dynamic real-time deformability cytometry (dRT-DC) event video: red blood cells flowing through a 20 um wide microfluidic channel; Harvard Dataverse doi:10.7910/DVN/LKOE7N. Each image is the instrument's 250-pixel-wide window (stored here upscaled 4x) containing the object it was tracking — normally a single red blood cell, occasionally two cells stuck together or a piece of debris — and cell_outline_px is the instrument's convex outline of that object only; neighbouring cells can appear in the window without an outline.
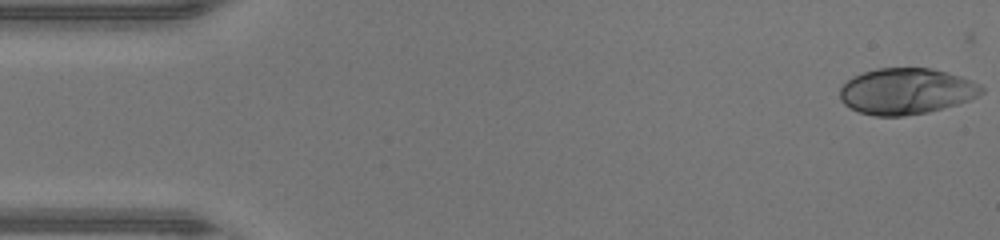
{"species": "human", "species_latin": "Homo sapiens", "temperature_condition": "warm", "stored_images_in_passage": 47, "camera_frame_rate_fps": 3000, "um_per_image_px": 0.085, "donor": {"sex": "male"}, "frame": {"image": 1, "passage_image": 1, "time_ms": 0.0, "image_size_px": [1000, 240], "cell_outline_px": [[984, 92], [968, 100], [956, 104], [928, 112], [904, 116], [876, 116], [860, 112], [844, 104], [840, 100], [840, 88], [848, 80], [864, 72], [876, 68], [932, 68], [948, 72], [972, 80], [980, 84], [984, 88]], "centroid_in_image_um": [77.05, 7.75], "position_along_channel_um": 8.0, "area_um2": 37.92}}
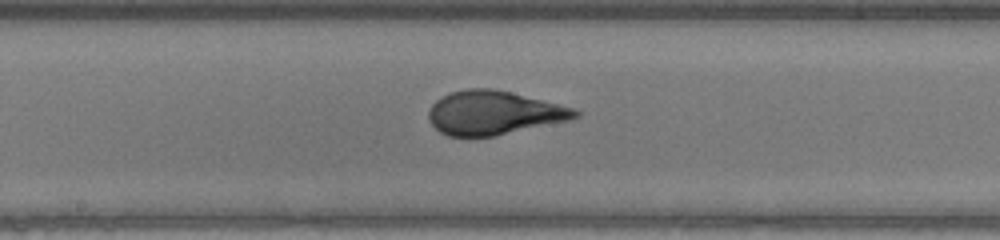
{"frame": {"image": 2, "passage_image": 24, "time_ms": 7.667, "image_size_px": [1000, 240], "cell_outline_px": [[580, 116], [568, 120], [496, 136], [448, 136], [440, 132], [428, 120], [428, 112], [432, 104], [440, 96], [448, 92], [468, 88], [492, 88], [572, 108], [580, 112]], "centroid_in_image_um": [41.89, 9.59], "position_along_channel_um": 206.3, "area_um2": 37.05}}
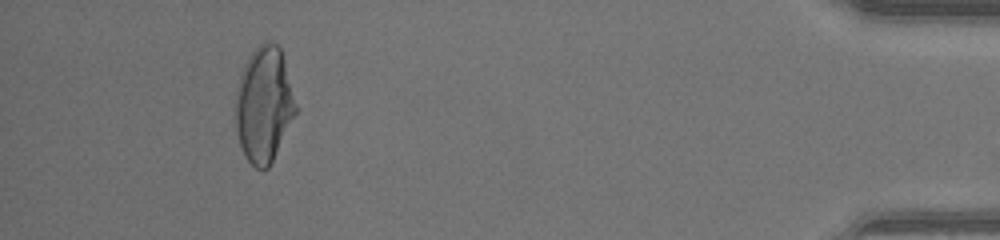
{"frame": {"image": 3, "passage_image": 43, "time_ms": 14.0, "image_size_px": [1000, 240], "cell_outline_px": [[300, 108], [268, 168], [256, 168], [244, 156], [236, 132], [232, 112], [232, 104], [240, 72], [248, 56], [264, 40], [268, 40], [276, 44], [280, 48]], "centroid_in_image_um": [22.42, 8.87], "position_along_channel_um": 412.8, "area_um2": 41.85}, "authors_computed_cell_mechanics": {"area_um2": 37.6856, "velocity_mm_per_s": 4.3886, "shape_relaxation_time_tau1_ms": 5.1268, "shape_relaxation_time_tau2_ms": null, "deformation_change_tau1": 0.2629, "deformation_change_tau2": null}}